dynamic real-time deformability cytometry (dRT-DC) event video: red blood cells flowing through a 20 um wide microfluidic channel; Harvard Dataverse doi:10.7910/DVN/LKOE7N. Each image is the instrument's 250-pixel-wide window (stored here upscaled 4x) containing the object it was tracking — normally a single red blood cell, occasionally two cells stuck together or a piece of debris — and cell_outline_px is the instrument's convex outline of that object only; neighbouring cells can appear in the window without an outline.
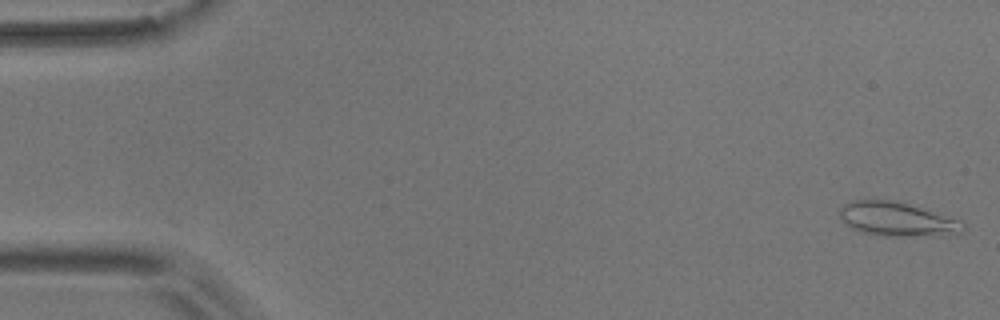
{"species": "common noctule bat (a hibernating species)", "species_latin": "Nyctalus noctula", "temperature_condition": "room temperature", "stored_images_in_passage": 55, "camera_frame_rate_fps": 3000, "um_per_image_px": 0.085, "animal": {"sex": "male", "body_mass_g": 17.9}, "frame": {"image": 1, "passage_image": 1, "time_ms": 0.0, "image_size_px": [1000, 320], "cell_outline_px": [[964, 228], [960, 232], [944, 236], [876, 236], [860, 232], [844, 224], [836, 212], [844, 204], [852, 200], [896, 200], [960, 220], [964, 224]], "centroid_in_image_um": [76.19, 18.64], "position_along_channel_um": 8.8, "area_um2": 24.85}}
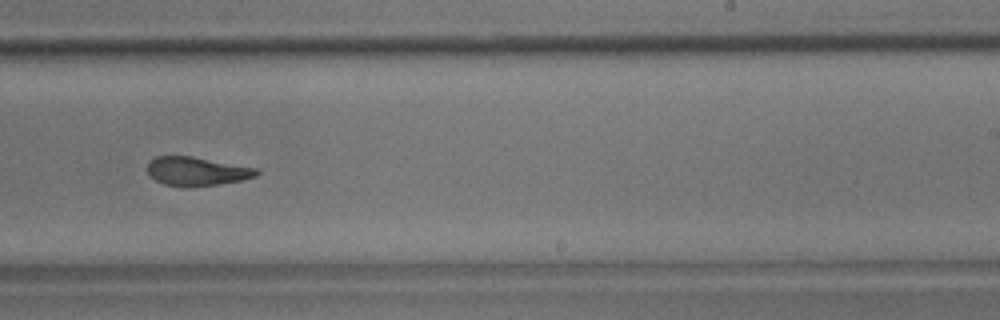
{"frame": {"image": 2, "passage_image": 34, "time_ms": 11.0, "image_size_px": [1000, 320], "cell_outline_px": [[260, 172], [256, 176], [244, 180], [216, 184], [184, 188], [164, 184], [148, 176], [148, 160], [156, 156], [192, 156], [260, 168]], "centroid_in_image_um": [16.73, 14.56], "position_along_channel_um": 272.3, "area_um2": 18.67}}
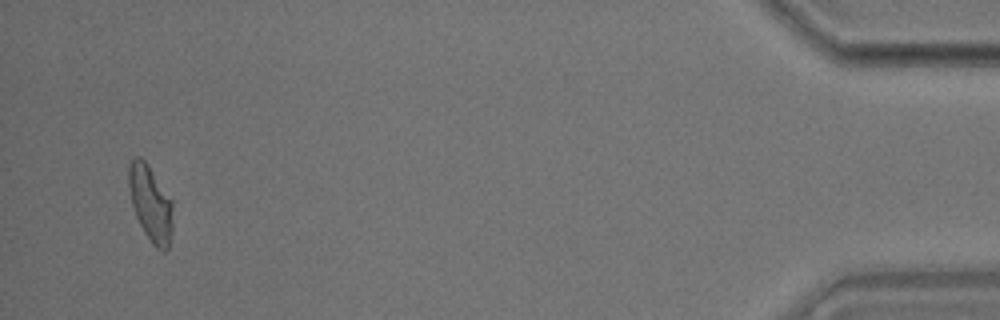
{"frame": {"image": 3, "passage_image": 53, "time_ms": 17.333, "image_size_px": [1000, 320], "cell_outline_px": [[172, 232], [168, 248], [164, 252], [156, 248], [152, 244], [144, 232], [136, 216], [132, 204], [128, 184], [128, 164], [136, 156], [140, 156], [148, 164], [172, 200]], "centroid_in_image_um": [12.8, 17.29], "position_along_channel_um": 422.4, "area_um2": 19.54}, "authors_computed_cell_mechanics": {"area_um2": 19.4786, "velocity_mm_per_s": 3.6144, "shape_relaxation_time_tau1_ms": 6.8608, "shape_relaxation_time_tau2_ms": 2.7478, "deformation_change_tau1": 0.1812, "deformation_change_tau2": 0.1027}}